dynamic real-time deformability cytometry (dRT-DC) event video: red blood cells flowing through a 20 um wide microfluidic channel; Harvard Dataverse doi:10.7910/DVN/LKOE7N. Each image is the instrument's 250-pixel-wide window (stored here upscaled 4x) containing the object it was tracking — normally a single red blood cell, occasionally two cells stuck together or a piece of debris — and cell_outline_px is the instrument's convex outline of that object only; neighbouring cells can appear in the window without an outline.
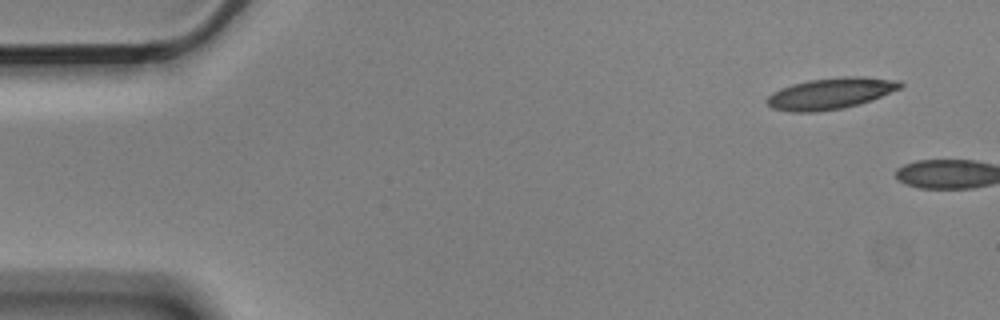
{"species": "Egyptian fruit bat (a non-hibernating species)", "species_latin": "Rousettus aegyptiacus", "temperature_condition": "cold", "stored_images_in_passage": 2, "camera_frame_rate_fps": 3000, "um_per_image_px": 0.085, "animal": {"sex": "male"}, "frame": {"image": 1, "passage_image": 1, "time_ms": 0.0, "image_size_px": [1000, 320], "cell_outline_px": [[904, 84], [900, 88], [880, 96], [844, 108], [816, 112], [792, 112], [772, 108], [764, 100], [772, 92], [780, 88], [792, 84], [808, 80], [844, 76], [864, 76], [900, 80]], "centroid_in_image_um": [70.56, 7.93], "position_along_channel_um": 14.4, "area_um2": 24.28}}